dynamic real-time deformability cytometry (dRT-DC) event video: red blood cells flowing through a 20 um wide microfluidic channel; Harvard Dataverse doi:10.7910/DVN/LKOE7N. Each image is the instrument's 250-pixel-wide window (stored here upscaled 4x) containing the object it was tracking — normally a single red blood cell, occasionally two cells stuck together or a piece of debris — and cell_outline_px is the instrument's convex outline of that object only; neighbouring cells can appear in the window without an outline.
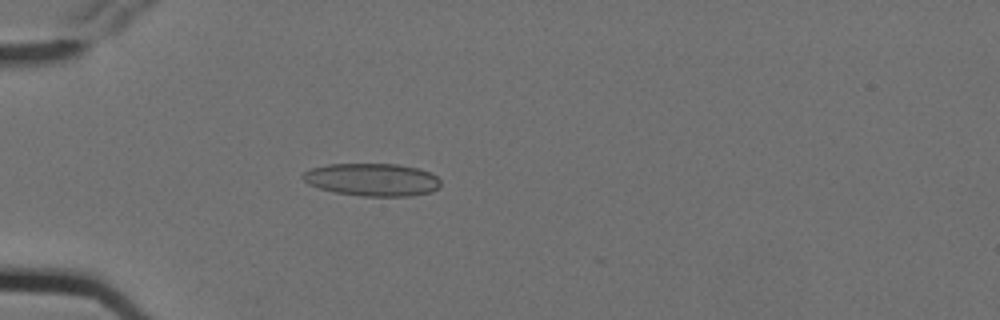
{"species": "Egyptian fruit bat (a non-hibernating species)", "species_latin": "Rousettus aegyptiacus", "temperature_condition": "cold", "stored_images_in_passage": 7, "camera_frame_rate_fps": 3000, "um_per_image_px": 0.085, "animal": {"sex": "female"}, "frame": {"image": 1, "passage_image": 6, "time_ms": 1.667, "image_size_px": [1000, 320], "cell_outline_px": [[440, 184], [432, 192], [408, 196], [360, 196], [336, 192], [320, 188], [308, 184], [300, 176], [304, 172], [312, 168], [328, 164], [396, 164], [420, 168], [432, 172], [440, 180]], "centroid_in_image_um": [31.65, 15.26], "position_along_channel_um": 53.3, "area_um2": 26.3}}